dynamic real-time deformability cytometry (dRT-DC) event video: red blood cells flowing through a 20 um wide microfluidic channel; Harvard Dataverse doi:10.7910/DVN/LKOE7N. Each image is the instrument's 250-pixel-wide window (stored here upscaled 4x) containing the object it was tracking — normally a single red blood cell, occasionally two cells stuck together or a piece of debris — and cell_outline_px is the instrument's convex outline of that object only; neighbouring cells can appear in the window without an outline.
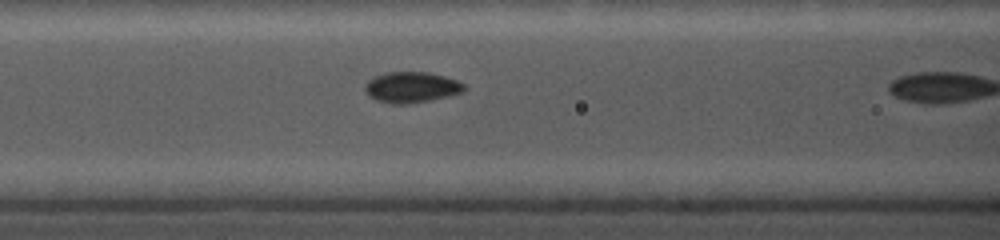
{"species": "common noctule bat (a hibernating species)", "species_latin": "Nyctalus noctula", "temperature_condition": "cold", "stored_images_in_passage": 7, "camera_frame_rate_fps": 5000, "um_per_image_px": 0.085, "animal": {"sex": "female", "body_mass_g": 19.0, "forearm_length_mm": 56.7}, "frame": {"image": 1, "passage_image": 6, "time_ms": 2.8, "image_size_px": [1000, 240], "cell_outline_px": [[468, 88], [464, 92], [448, 96], [408, 104], [392, 104], [376, 100], [368, 96], [364, 88], [364, 84], [368, 80], [384, 72], [428, 72], [444, 76], [456, 80], [464, 84]], "centroid_in_image_um": [34.97, 7.42], "position_along_channel_um": 131.6, "area_um2": 17.92}}